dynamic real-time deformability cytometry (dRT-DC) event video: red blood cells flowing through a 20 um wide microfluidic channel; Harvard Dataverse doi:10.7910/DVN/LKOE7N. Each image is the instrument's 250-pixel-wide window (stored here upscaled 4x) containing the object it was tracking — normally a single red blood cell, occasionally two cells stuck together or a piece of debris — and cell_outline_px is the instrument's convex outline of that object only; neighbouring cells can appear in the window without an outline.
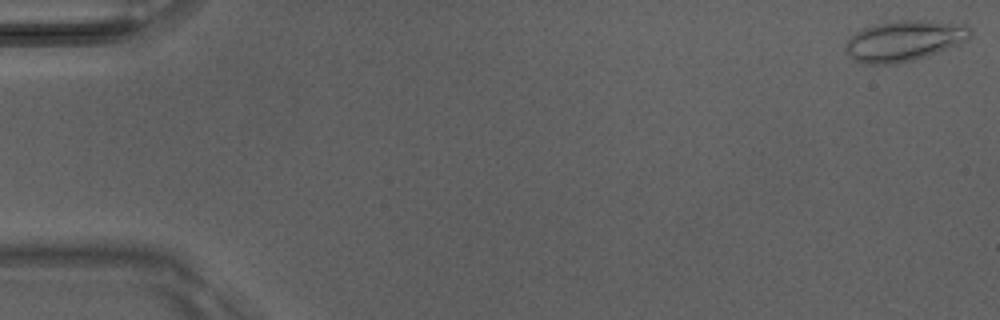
{"species": "Egyptian fruit bat (a non-hibernating species)", "species_latin": "Rousettus aegyptiacus", "temperature_condition": "room temperature", "stored_images_in_passage": 4, "camera_frame_rate_fps": 3000, "um_per_image_px": 0.085, "animal": {"sex": "male"}, "frame": {"image": 1, "passage_image": 1, "time_ms": 0.0, "image_size_px": [1000, 320], "cell_outline_px": [[972, 36], [968, 40], [924, 56], [912, 60], [896, 64], [864, 64], [848, 56], [844, 52], [844, 48], [848, 40], [856, 32], [864, 28], [876, 24], [892, 20], [928, 20], [968, 24], [972, 28]], "centroid_in_image_um": [76.87, 3.44], "position_along_channel_um": 8.1, "area_um2": 29.65}}